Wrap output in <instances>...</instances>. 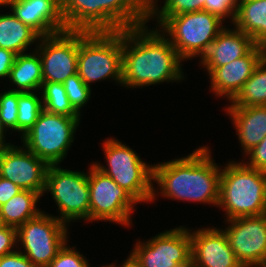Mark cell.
<instances>
[{
	"mask_svg": "<svg viewBox=\"0 0 266 267\" xmlns=\"http://www.w3.org/2000/svg\"><path fill=\"white\" fill-rule=\"evenodd\" d=\"M147 23L122 30V81L128 88L163 82H179L185 77L183 60L161 30L147 29Z\"/></svg>",
	"mask_w": 266,
	"mask_h": 267,
	"instance_id": "1",
	"label": "cell"
},
{
	"mask_svg": "<svg viewBox=\"0 0 266 267\" xmlns=\"http://www.w3.org/2000/svg\"><path fill=\"white\" fill-rule=\"evenodd\" d=\"M211 155L208 146H202L186 157L153 164L152 181L160 187L161 196L217 206L221 166Z\"/></svg>",
	"mask_w": 266,
	"mask_h": 267,
	"instance_id": "2",
	"label": "cell"
},
{
	"mask_svg": "<svg viewBox=\"0 0 266 267\" xmlns=\"http://www.w3.org/2000/svg\"><path fill=\"white\" fill-rule=\"evenodd\" d=\"M148 0H61L67 30L121 31L144 25Z\"/></svg>",
	"mask_w": 266,
	"mask_h": 267,
	"instance_id": "3",
	"label": "cell"
},
{
	"mask_svg": "<svg viewBox=\"0 0 266 267\" xmlns=\"http://www.w3.org/2000/svg\"><path fill=\"white\" fill-rule=\"evenodd\" d=\"M242 162H228L221 169L218 207L226 219L266 213V172Z\"/></svg>",
	"mask_w": 266,
	"mask_h": 267,
	"instance_id": "4",
	"label": "cell"
},
{
	"mask_svg": "<svg viewBox=\"0 0 266 267\" xmlns=\"http://www.w3.org/2000/svg\"><path fill=\"white\" fill-rule=\"evenodd\" d=\"M77 74L88 87L108 78L121 85L122 30H78Z\"/></svg>",
	"mask_w": 266,
	"mask_h": 267,
	"instance_id": "5",
	"label": "cell"
},
{
	"mask_svg": "<svg viewBox=\"0 0 266 267\" xmlns=\"http://www.w3.org/2000/svg\"><path fill=\"white\" fill-rule=\"evenodd\" d=\"M107 166L98 162L97 169L111 177L127 191L138 203L153 202L158 191L153 185V165H148L132 150L115 138H107L102 143Z\"/></svg>",
	"mask_w": 266,
	"mask_h": 267,
	"instance_id": "6",
	"label": "cell"
},
{
	"mask_svg": "<svg viewBox=\"0 0 266 267\" xmlns=\"http://www.w3.org/2000/svg\"><path fill=\"white\" fill-rule=\"evenodd\" d=\"M223 21L217 14L201 10L171 16L159 30L166 34L182 60H192L206 54L210 44L226 27Z\"/></svg>",
	"mask_w": 266,
	"mask_h": 267,
	"instance_id": "7",
	"label": "cell"
},
{
	"mask_svg": "<svg viewBox=\"0 0 266 267\" xmlns=\"http://www.w3.org/2000/svg\"><path fill=\"white\" fill-rule=\"evenodd\" d=\"M80 118L42 110L33 127L21 137L24 147L48 165H59L74 142Z\"/></svg>",
	"mask_w": 266,
	"mask_h": 267,
	"instance_id": "8",
	"label": "cell"
},
{
	"mask_svg": "<svg viewBox=\"0 0 266 267\" xmlns=\"http://www.w3.org/2000/svg\"><path fill=\"white\" fill-rule=\"evenodd\" d=\"M46 192L51 193L58 206V220L66 225L76 220L90 221L88 173L49 165L44 193Z\"/></svg>",
	"mask_w": 266,
	"mask_h": 267,
	"instance_id": "9",
	"label": "cell"
},
{
	"mask_svg": "<svg viewBox=\"0 0 266 267\" xmlns=\"http://www.w3.org/2000/svg\"><path fill=\"white\" fill-rule=\"evenodd\" d=\"M17 230V243L23 253L37 267H48L68 242V227L55 216L42 211L27 220Z\"/></svg>",
	"mask_w": 266,
	"mask_h": 267,
	"instance_id": "10",
	"label": "cell"
},
{
	"mask_svg": "<svg viewBox=\"0 0 266 267\" xmlns=\"http://www.w3.org/2000/svg\"><path fill=\"white\" fill-rule=\"evenodd\" d=\"M90 222L108 221L119 225L132 224L131 214L138 202L111 177L94 164L88 171Z\"/></svg>",
	"mask_w": 266,
	"mask_h": 267,
	"instance_id": "11",
	"label": "cell"
},
{
	"mask_svg": "<svg viewBox=\"0 0 266 267\" xmlns=\"http://www.w3.org/2000/svg\"><path fill=\"white\" fill-rule=\"evenodd\" d=\"M190 229L179 226L136 242L129 257L139 267H191Z\"/></svg>",
	"mask_w": 266,
	"mask_h": 267,
	"instance_id": "12",
	"label": "cell"
},
{
	"mask_svg": "<svg viewBox=\"0 0 266 267\" xmlns=\"http://www.w3.org/2000/svg\"><path fill=\"white\" fill-rule=\"evenodd\" d=\"M39 40L35 50L40 55L43 82L63 84L77 74L78 30L61 31Z\"/></svg>",
	"mask_w": 266,
	"mask_h": 267,
	"instance_id": "13",
	"label": "cell"
},
{
	"mask_svg": "<svg viewBox=\"0 0 266 267\" xmlns=\"http://www.w3.org/2000/svg\"><path fill=\"white\" fill-rule=\"evenodd\" d=\"M230 247L243 267L266 259V213L226 220Z\"/></svg>",
	"mask_w": 266,
	"mask_h": 267,
	"instance_id": "14",
	"label": "cell"
},
{
	"mask_svg": "<svg viewBox=\"0 0 266 267\" xmlns=\"http://www.w3.org/2000/svg\"><path fill=\"white\" fill-rule=\"evenodd\" d=\"M48 166L24 145L17 147L13 144L0 153V177L12 181L22 190L44 195Z\"/></svg>",
	"mask_w": 266,
	"mask_h": 267,
	"instance_id": "15",
	"label": "cell"
},
{
	"mask_svg": "<svg viewBox=\"0 0 266 267\" xmlns=\"http://www.w3.org/2000/svg\"><path fill=\"white\" fill-rule=\"evenodd\" d=\"M191 267H243L230 247L223 229L190 231Z\"/></svg>",
	"mask_w": 266,
	"mask_h": 267,
	"instance_id": "16",
	"label": "cell"
},
{
	"mask_svg": "<svg viewBox=\"0 0 266 267\" xmlns=\"http://www.w3.org/2000/svg\"><path fill=\"white\" fill-rule=\"evenodd\" d=\"M264 57V46L255 45L245 56L217 67L209 75L211 91L231 102Z\"/></svg>",
	"mask_w": 266,
	"mask_h": 267,
	"instance_id": "17",
	"label": "cell"
},
{
	"mask_svg": "<svg viewBox=\"0 0 266 267\" xmlns=\"http://www.w3.org/2000/svg\"><path fill=\"white\" fill-rule=\"evenodd\" d=\"M5 6L41 37L67 30L61 0H6Z\"/></svg>",
	"mask_w": 266,
	"mask_h": 267,
	"instance_id": "18",
	"label": "cell"
},
{
	"mask_svg": "<svg viewBox=\"0 0 266 267\" xmlns=\"http://www.w3.org/2000/svg\"><path fill=\"white\" fill-rule=\"evenodd\" d=\"M256 44L252 38L237 28H224L210 44L200 59L210 75L217 67L245 56Z\"/></svg>",
	"mask_w": 266,
	"mask_h": 267,
	"instance_id": "19",
	"label": "cell"
},
{
	"mask_svg": "<svg viewBox=\"0 0 266 267\" xmlns=\"http://www.w3.org/2000/svg\"><path fill=\"white\" fill-rule=\"evenodd\" d=\"M225 110L233 121L239 143L246 155L266 136V105L226 107Z\"/></svg>",
	"mask_w": 266,
	"mask_h": 267,
	"instance_id": "20",
	"label": "cell"
},
{
	"mask_svg": "<svg viewBox=\"0 0 266 267\" xmlns=\"http://www.w3.org/2000/svg\"><path fill=\"white\" fill-rule=\"evenodd\" d=\"M235 28L249 35L256 45L266 44V0H238Z\"/></svg>",
	"mask_w": 266,
	"mask_h": 267,
	"instance_id": "21",
	"label": "cell"
},
{
	"mask_svg": "<svg viewBox=\"0 0 266 267\" xmlns=\"http://www.w3.org/2000/svg\"><path fill=\"white\" fill-rule=\"evenodd\" d=\"M8 79L17 87V89L9 90L19 92L39 91L40 93L43 84V73L38 52L34 50V53L16 55Z\"/></svg>",
	"mask_w": 266,
	"mask_h": 267,
	"instance_id": "22",
	"label": "cell"
},
{
	"mask_svg": "<svg viewBox=\"0 0 266 267\" xmlns=\"http://www.w3.org/2000/svg\"><path fill=\"white\" fill-rule=\"evenodd\" d=\"M40 37L13 13L0 15V48L10 50L16 55L23 54Z\"/></svg>",
	"mask_w": 266,
	"mask_h": 267,
	"instance_id": "23",
	"label": "cell"
},
{
	"mask_svg": "<svg viewBox=\"0 0 266 267\" xmlns=\"http://www.w3.org/2000/svg\"><path fill=\"white\" fill-rule=\"evenodd\" d=\"M42 195L32 190H21L4 205L0 206L2 225L19 228L27 220L37 217L42 211L37 203Z\"/></svg>",
	"mask_w": 266,
	"mask_h": 267,
	"instance_id": "24",
	"label": "cell"
},
{
	"mask_svg": "<svg viewBox=\"0 0 266 267\" xmlns=\"http://www.w3.org/2000/svg\"><path fill=\"white\" fill-rule=\"evenodd\" d=\"M266 105V58L257 65L241 91L227 107Z\"/></svg>",
	"mask_w": 266,
	"mask_h": 267,
	"instance_id": "25",
	"label": "cell"
},
{
	"mask_svg": "<svg viewBox=\"0 0 266 267\" xmlns=\"http://www.w3.org/2000/svg\"><path fill=\"white\" fill-rule=\"evenodd\" d=\"M41 93L44 110L70 118H80L81 114L73 108L67 97L64 84L43 82Z\"/></svg>",
	"mask_w": 266,
	"mask_h": 267,
	"instance_id": "26",
	"label": "cell"
},
{
	"mask_svg": "<svg viewBox=\"0 0 266 267\" xmlns=\"http://www.w3.org/2000/svg\"><path fill=\"white\" fill-rule=\"evenodd\" d=\"M157 1L148 0L147 17L148 23L155 18L160 27L171 16L204 10L205 0H165L162 8L157 6Z\"/></svg>",
	"mask_w": 266,
	"mask_h": 267,
	"instance_id": "27",
	"label": "cell"
},
{
	"mask_svg": "<svg viewBox=\"0 0 266 267\" xmlns=\"http://www.w3.org/2000/svg\"><path fill=\"white\" fill-rule=\"evenodd\" d=\"M43 110L42 98L34 92L18 91L17 132L22 137L28 133Z\"/></svg>",
	"mask_w": 266,
	"mask_h": 267,
	"instance_id": "28",
	"label": "cell"
},
{
	"mask_svg": "<svg viewBox=\"0 0 266 267\" xmlns=\"http://www.w3.org/2000/svg\"><path fill=\"white\" fill-rule=\"evenodd\" d=\"M63 84L71 105L81 114L80 110L87 104L92 94L91 87H88L78 74L70 76Z\"/></svg>",
	"mask_w": 266,
	"mask_h": 267,
	"instance_id": "29",
	"label": "cell"
},
{
	"mask_svg": "<svg viewBox=\"0 0 266 267\" xmlns=\"http://www.w3.org/2000/svg\"><path fill=\"white\" fill-rule=\"evenodd\" d=\"M18 91L6 90L0 93V118L8 130L17 131Z\"/></svg>",
	"mask_w": 266,
	"mask_h": 267,
	"instance_id": "30",
	"label": "cell"
},
{
	"mask_svg": "<svg viewBox=\"0 0 266 267\" xmlns=\"http://www.w3.org/2000/svg\"><path fill=\"white\" fill-rule=\"evenodd\" d=\"M75 249L65 244L48 267H91L88 260Z\"/></svg>",
	"mask_w": 266,
	"mask_h": 267,
	"instance_id": "31",
	"label": "cell"
},
{
	"mask_svg": "<svg viewBox=\"0 0 266 267\" xmlns=\"http://www.w3.org/2000/svg\"><path fill=\"white\" fill-rule=\"evenodd\" d=\"M238 0H205L204 10L217 14L223 20L230 19V23L234 21Z\"/></svg>",
	"mask_w": 266,
	"mask_h": 267,
	"instance_id": "32",
	"label": "cell"
},
{
	"mask_svg": "<svg viewBox=\"0 0 266 267\" xmlns=\"http://www.w3.org/2000/svg\"><path fill=\"white\" fill-rule=\"evenodd\" d=\"M246 155L250 157L244 162L248 167L266 172V136Z\"/></svg>",
	"mask_w": 266,
	"mask_h": 267,
	"instance_id": "33",
	"label": "cell"
},
{
	"mask_svg": "<svg viewBox=\"0 0 266 267\" xmlns=\"http://www.w3.org/2000/svg\"><path fill=\"white\" fill-rule=\"evenodd\" d=\"M17 244V230L7 225L0 226V257L14 252Z\"/></svg>",
	"mask_w": 266,
	"mask_h": 267,
	"instance_id": "34",
	"label": "cell"
},
{
	"mask_svg": "<svg viewBox=\"0 0 266 267\" xmlns=\"http://www.w3.org/2000/svg\"><path fill=\"white\" fill-rule=\"evenodd\" d=\"M0 267H37L34 265L21 250L0 257Z\"/></svg>",
	"mask_w": 266,
	"mask_h": 267,
	"instance_id": "35",
	"label": "cell"
},
{
	"mask_svg": "<svg viewBox=\"0 0 266 267\" xmlns=\"http://www.w3.org/2000/svg\"><path fill=\"white\" fill-rule=\"evenodd\" d=\"M22 189L12 181L0 177V206L4 205Z\"/></svg>",
	"mask_w": 266,
	"mask_h": 267,
	"instance_id": "36",
	"label": "cell"
},
{
	"mask_svg": "<svg viewBox=\"0 0 266 267\" xmlns=\"http://www.w3.org/2000/svg\"><path fill=\"white\" fill-rule=\"evenodd\" d=\"M15 57L12 51L0 48V78H9Z\"/></svg>",
	"mask_w": 266,
	"mask_h": 267,
	"instance_id": "37",
	"label": "cell"
},
{
	"mask_svg": "<svg viewBox=\"0 0 266 267\" xmlns=\"http://www.w3.org/2000/svg\"><path fill=\"white\" fill-rule=\"evenodd\" d=\"M6 130L7 129L3 126L1 118H0V150L12 145L11 143L5 142Z\"/></svg>",
	"mask_w": 266,
	"mask_h": 267,
	"instance_id": "38",
	"label": "cell"
},
{
	"mask_svg": "<svg viewBox=\"0 0 266 267\" xmlns=\"http://www.w3.org/2000/svg\"><path fill=\"white\" fill-rule=\"evenodd\" d=\"M112 267H117V264L112 263ZM119 267H139L129 256Z\"/></svg>",
	"mask_w": 266,
	"mask_h": 267,
	"instance_id": "39",
	"label": "cell"
},
{
	"mask_svg": "<svg viewBox=\"0 0 266 267\" xmlns=\"http://www.w3.org/2000/svg\"><path fill=\"white\" fill-rule=\"evenodd\" d=\"M248 267H266V259H264L258 263L252 264Z\"/></svg>",
	"mask_w": 266,
	"mask_h": 267,
	"instance_id": "40",
	"label": "cell"
},
{
	"mask_svg": "<svg viewBox=\"0 0 266 267\" xmlns=\"http://www.w3.org/2000/svg\"><path fill=\"white\" fill-rule=\"evenodd\" d=\"M6 0H0V7L5 5Z\"/></svg>",
	"mask_w": 266,
	"mask_h": 267,
	"instance_id": "41",
	"label": "cell"
},
{
	"mask_svg": "<svg viewBox=\"0 0 266 267\" xmlns=\"http://www.w3.org/2000/svg\"><path fill=\"white\" fill-rule=\"evenodd\" d=\"M264 55H265V58H266V44L264 45Z\"/></svg>",
	"mask_w": 266,
	"mask_h": 267,
	"instance_id": "42",
	"label": "cell"
},
{
	"mask_svg": "<svg viewBox=\"0 0 266 267\" xmlns=\"http://www.w3.org/2000/svg\"><path fill=\"white\" fill-rule=\"evenodd\" d=\"M102 267H112V264H109V266L108 265H105V266H102Z\"/></svg>",
	"mask_w": 266,
	"mask_h": 267,
	"instance_id": "43",
	"label": "cell"
}]
</instances>
